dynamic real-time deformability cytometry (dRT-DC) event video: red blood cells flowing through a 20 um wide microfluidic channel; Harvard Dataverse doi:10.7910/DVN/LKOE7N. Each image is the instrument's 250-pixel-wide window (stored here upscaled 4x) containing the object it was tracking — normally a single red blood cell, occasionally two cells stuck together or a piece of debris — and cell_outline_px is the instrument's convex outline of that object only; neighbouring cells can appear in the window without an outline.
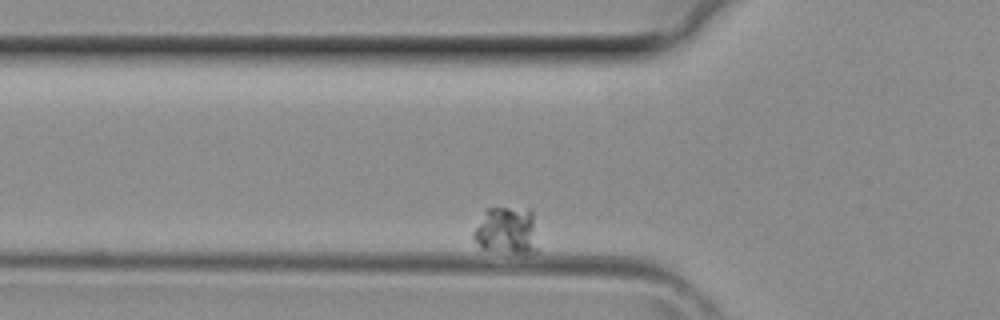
{"species": "common noctule bat (a hibernating species)", "species_latin": "Nyctalus noctula", "temperature_condition": "room temperature", "stored_images_in_passage": 41, "camera_frame_rate_fps": 3000, "um_per_image_px": 0.085, "animal": {"sex": "female", "body_mass_g": 29.2, "forearm_length_mm": 56.3}, "frame": {"image": 1, "passage_image": 6, "time_ms": 1.667, "image_size_px": [1000, 320], "cell_outline_px": [[536, 252], [524, 256], [480, 248], [472, 240], [472, 236], [476, 228], [488, 208], [528, 208], [532, 212], [536, 248]], "centroid_in_image_um": [43.07, 19.66], "position_along_channel_um": 82.7, "area_um2": 17.8}}
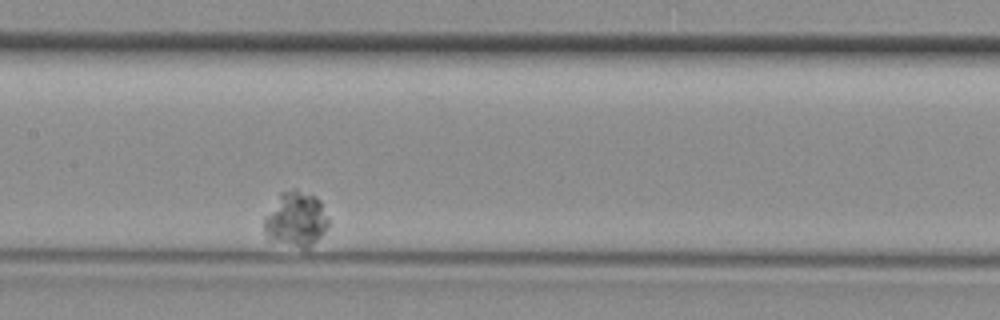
{"frame": {"image": 2, "passage_image": 15, "time_ms": 4.667, "image_size_px": [1000, 320], "cell_outline_px": [[328, 224], [324, 232], [308, 248], [300, 248], [268, 240], [264, 232], [264, 216], [280, 192], [292, 188], [296, 188], [316, 196], [320, 200], [328, 220]], "centroid_in_image_um": [25.11, 18.62], "position_along_channel_um": 182.3, "area_um2": 20.81}}
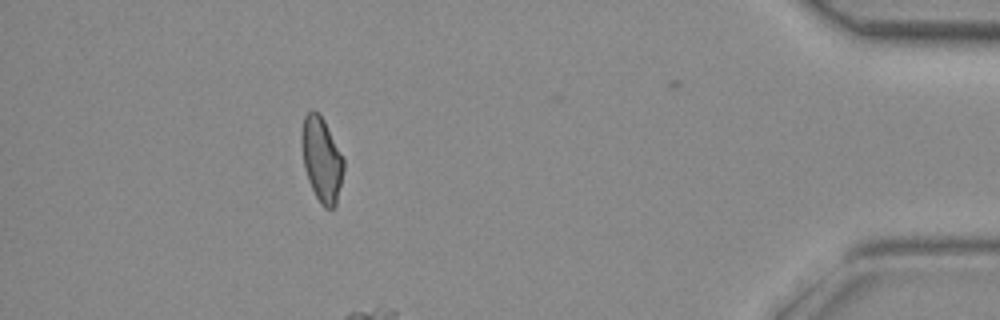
{"frame": {"image": 3, "passage_image": 36, "time_ms": 11.667, "image_size_px": [1000, 320], "cell_outline_px": [[344, 168], [336, 204], [332, 208], [324, 208], [320, 204], [308, 180], [304, 168], [300, 140], [300, 132], [304, 116], [312, 108], [324, 120], [344, 160]], "centroid_in_image_um": [27.31, 13.54], "position_along_channel_um": 407.9, "area_um2": 20.63}}